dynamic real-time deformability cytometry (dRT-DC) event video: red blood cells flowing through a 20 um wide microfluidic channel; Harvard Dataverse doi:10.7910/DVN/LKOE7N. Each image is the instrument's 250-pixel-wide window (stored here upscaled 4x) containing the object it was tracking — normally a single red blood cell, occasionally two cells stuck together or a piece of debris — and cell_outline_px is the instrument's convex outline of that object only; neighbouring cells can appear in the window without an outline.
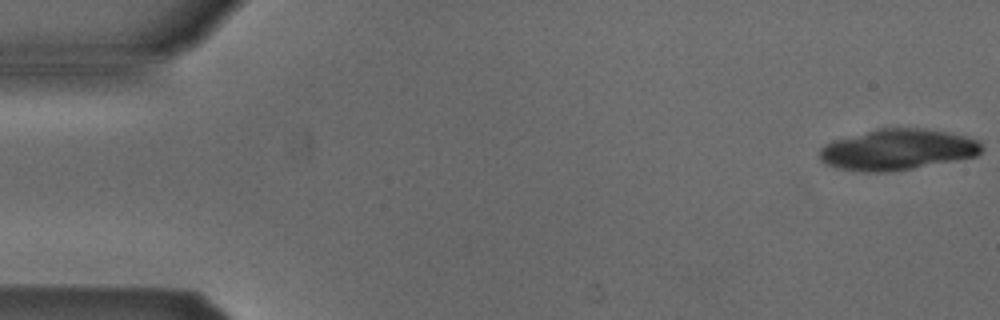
{"species": "Egyptian fruit bat (a non-hibernating species)", "species_latin": "Rousettus aegyptiacus", "temperature_condition": "cold", "stored_images_in_passage": 18, "camera_frame_rate_fps": 3000, "um_per_image_px": 0.085, "animal": {"sex": "male"}, "frame": {"image": 1, "passage_image": 1, "time_ms": 0.0, "image_size_px": [1000, 320], "cell_outline_px": [[984, 148], [976, 156], [956, 160], [912, 168], [888, 172], [864, 172], [836, 168], [824, 164], [820, 160], [820, 148], [824, 144], [832, 140], [876, 128], [928, 128], [948, 132], [964, 136], [976, 140]], "centroid_in_image_um": [76.23, 12.71], "position_along_channel_um": 8.8, "area_um2": 38.84}}